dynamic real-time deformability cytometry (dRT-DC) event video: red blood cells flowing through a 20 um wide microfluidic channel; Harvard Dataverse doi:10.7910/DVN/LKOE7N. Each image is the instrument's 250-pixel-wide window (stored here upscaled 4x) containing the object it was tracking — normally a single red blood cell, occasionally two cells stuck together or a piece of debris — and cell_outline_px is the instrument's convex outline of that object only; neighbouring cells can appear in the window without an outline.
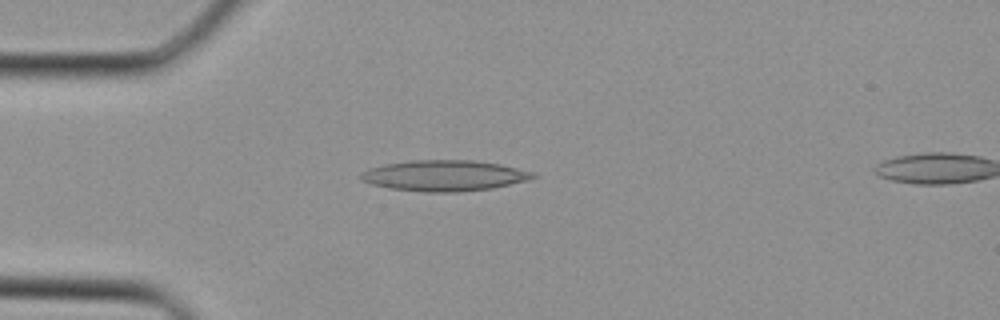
{"species": "Egyptian fruit bat (a non-hibernating species)", "species_latin": "Rousettus aegyptiacus", "temperature_condition": "cold", "stored_images_in_passage": 30, "camera_frame_rate_fps": 3000, "um_per_image_px": 0.085, "animal": {"sex": "female"}, "frame": {"image": 1, "passage_image": 2, "time_ms": 0.333, "image_size_px": [1000, 320], "cell_outline_px": [[536, 176], [528, 180], [492, 188], [456, 192], [424, 192], [388, 188], [372, 184], [360, 180], [360, 172], [384, 164], [412, 160], [472, 160], [500, 164], [536, 172]], "centroid_in_image_um": [37.76, 14.92], "position_along_channel_um": 47.2, "area_um2": 30.92}}
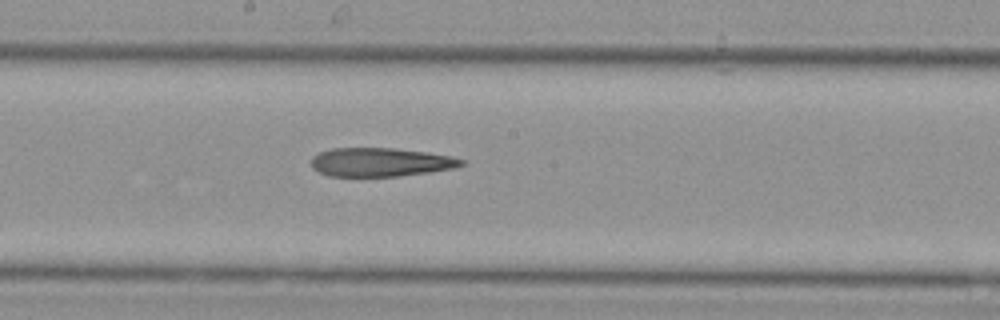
{"frame": {"image": 2, "passage_image": 12, "time_ms": 3.667, "image_size_px": [1000, 320], "cell_outline_px": [[464, 164], [456, 168], [428, 172], [396, 176], [328, 176], [312, 168], [312, 156], [320, 152], [332, 148], [396, 148], [428, 152], [452, 156], [464, 160]], "centroid_in_image_um": [32.36, 13.77], "position_along_channel_um": 215.8, "area_um2": 25.14}}
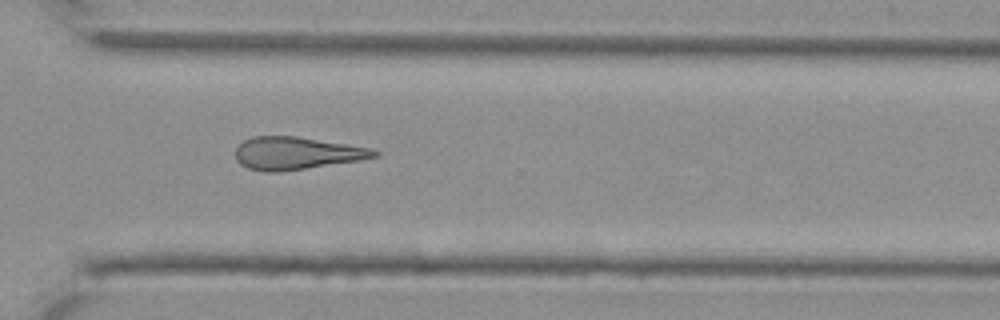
{"frame": {"image": 3, "passage_image": 19, "time_ms": 6.0, "image_size_px": [1000, 320], "cell_outline_px": [[380, 156], [360, 160], [276, 172], [264, 172], [248, 168], [240, 164], [236, 160], [236, 148], [244, 140], [252, 136], [296, 136], [368, 148], [380, 152]], "centroid_in_image_um": [25.16, 13.02], "position_along_channel_um": 345.4, "area_um2": 26.01}}